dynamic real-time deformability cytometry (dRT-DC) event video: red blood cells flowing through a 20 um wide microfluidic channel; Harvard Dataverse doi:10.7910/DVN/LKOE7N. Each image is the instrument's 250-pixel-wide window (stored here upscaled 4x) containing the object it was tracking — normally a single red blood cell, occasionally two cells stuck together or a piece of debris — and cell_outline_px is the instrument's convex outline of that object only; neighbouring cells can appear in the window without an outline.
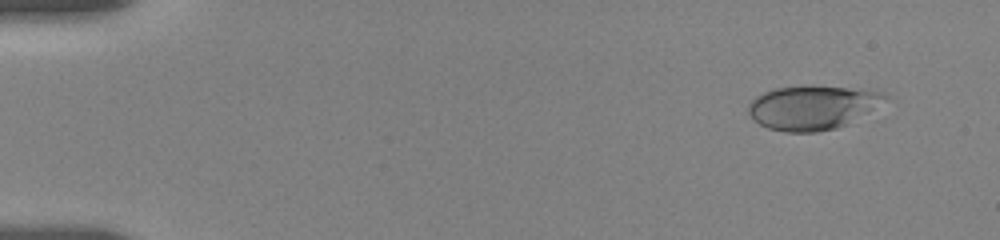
{"species": "human", "species_latin": "Homo sapiens", "temperature_condition": "room temperature", "stored_images_in_passage": 104, "camera_frame_rate_fps": 3000, "um_per_image_px": 0.085, "donor": {"sex": "female"}, "frame": {"image": 1, "passage_image": 5, "time_ms": 0.667, "image_size_px": [1000, 240], "cell_outline_px": [[888, 96], [872, 108], [844, 124], [836, 128], [816, 132], [784, 132], [768, 128], [760, 124], [748, 112], [748, 104], [756, 96], [764, 92], [776, 88], [804, 84], [812, 84], [884, 92]], "centroid_in_image_um": [68.96, 9.1], "position_along_channel_um": 16.0, "area_um2": 34.62}}
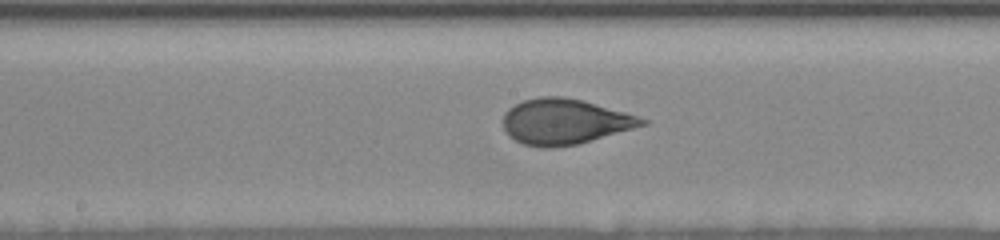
{"frame": {"image": 2, "passage_image": 52, "time_ms": 9.0, "image_size_px": [1000, 240], "cell_outline_px": [[648, 124], [576, 144], [552, 148], [548, 148], [524, 144], [508, 136], [504, 128], [504, 112], [508, 108], [520, 100], [536, 96], [564, 96], [584, 100], [624, 112], [648, 120]], "centroid_in_image_um": [47.95, 10.31], "position_along_channel_um": 200.3, "area_um2": 36.76}}
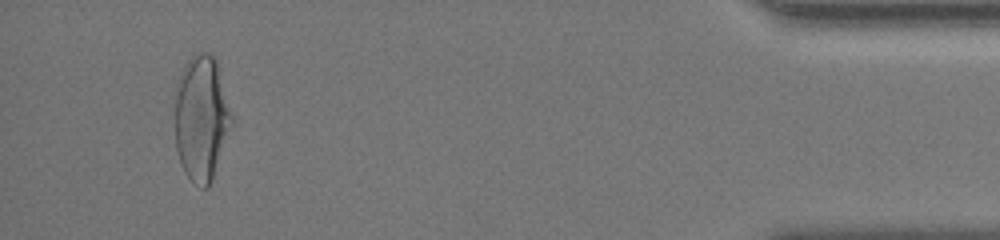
{"frame": {"image": 3, "passage_image": 101, "time_ms": 16.667, "image_size_px": [1000, 240], "cell_outline_px": [[236, 120], [212, 180], [208, 188], [204, 188], [192, 180], [184, 172], [176, 148], [176, 80], [184, 64], [196, 52], [212, 52], [216, 56]], "centroid_in_image_um": [17.19, 9.97], "position_along_channel_um": 418.0, "area_um2": 42.66}, "authors_computed_cell_mechanics": {"area_um2": 36.5296, "velocity_mm_per_s": 3.644, "shape_relaxation_time_tau1_ms": 4.0851, "shape_relaxation_time_tau2_ms": 0.6588, "deformation_change_tau1": 0.1611, "deformation_change_tau2": 0.0715}}